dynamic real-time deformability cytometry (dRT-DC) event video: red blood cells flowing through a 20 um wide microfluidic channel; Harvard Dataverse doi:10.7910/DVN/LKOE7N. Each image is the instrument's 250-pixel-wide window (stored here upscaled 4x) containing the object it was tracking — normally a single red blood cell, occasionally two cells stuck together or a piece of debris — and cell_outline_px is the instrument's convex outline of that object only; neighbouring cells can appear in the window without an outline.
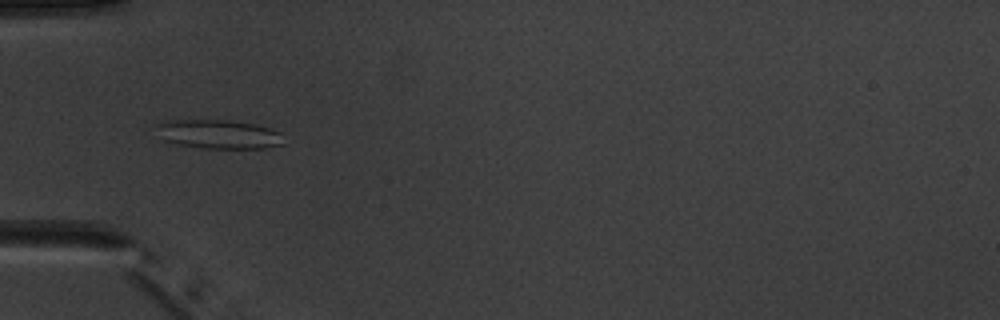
{"species": "common noctule bat (a hibernating species)", "species_latin": "Nyctalus noctula", "temperature_condition": "warm", "stored_images_in_passage": 4, "camera_frame_rate_fps": 3000, "um_per_image_px": 0.085, "animal": {"sex": "male", "body_mass_g": 20.1, "forearm_length_mm": 53.5}, "frame": {"image": 1, "passage_image": 4, "time_ms": 4.0, "image_size_px": [1000, 320], "cell_outline_px": [[284, 144], [264, 148], [204, 148], [176, 144], [164, 140], [156, 124], [164, 120], [228, 120], [256, 124], [280, 132]], "centroid_in_image_um": [18.6, 11.4], "position_along_channel_um": 66.4, "area_um2": 21.33}}